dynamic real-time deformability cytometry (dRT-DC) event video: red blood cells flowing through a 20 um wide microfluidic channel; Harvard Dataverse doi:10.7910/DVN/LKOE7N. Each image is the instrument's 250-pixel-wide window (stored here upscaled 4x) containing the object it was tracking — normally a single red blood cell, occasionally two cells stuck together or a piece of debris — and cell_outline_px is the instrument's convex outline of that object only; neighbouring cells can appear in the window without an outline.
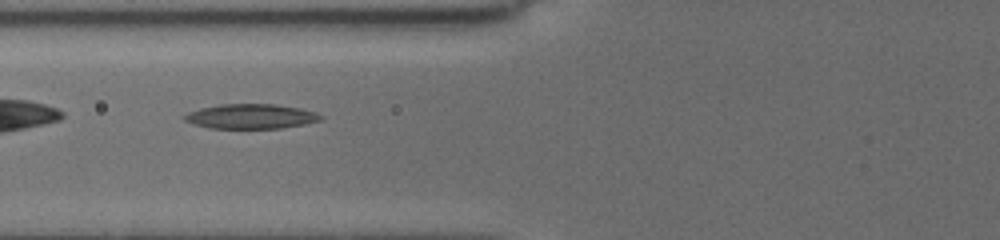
{"species": "common noctule bat (a hibernating species)", "species_latin": "Nyctalus noctula", "temperature_condition": "cold", "stored_images_in_passage": 23, "camera_frame_rate_fps": 3000, "um_per_image_px": 0.085, "animal": {"sex": "female", "body_mass_g": 19.5, "forearm_length_mm": 54.1}, "frame": {"image": 1, "passage_image": 5, "time_ms": 1.0, "image_size_px": [1000, 240], "cell_outline_px": [[324, 120], [304, 124], [280, 128], [208, 128], [184, 120], [180, 116], [188, 112], [200, 108], [220, 104], [276, 104], [300, 108], [316, 112], [324, 116]], "centroid_in_image_um": [21.34, 9.88], "position_along_channel_um": 104.5, "area_um2": 19.77}}
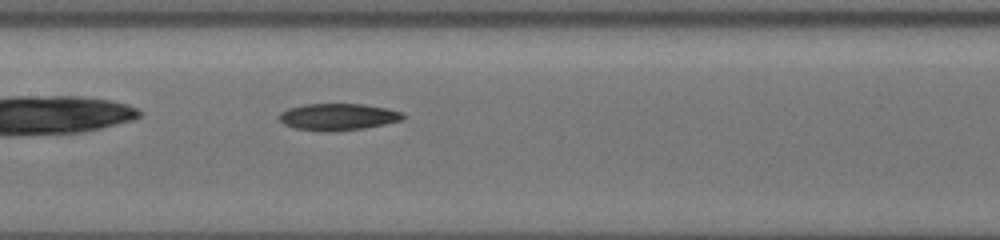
{"frame": {"image": 2, "passage_image": 11, "time_ms": 3.0, "image_size_px": [1000, 240], "cell_outline_px": [[404, 120], [364, 128], [296, 128], [284, 124], [276, 116], [280, 112], [288, 108], [304, 104], [364, 104], [388, 108], [404, 112]], "centroid_in_image_um": [28.78, 9.87], "position_along_channel_um": 178.6, "area_um2": 18.5}}
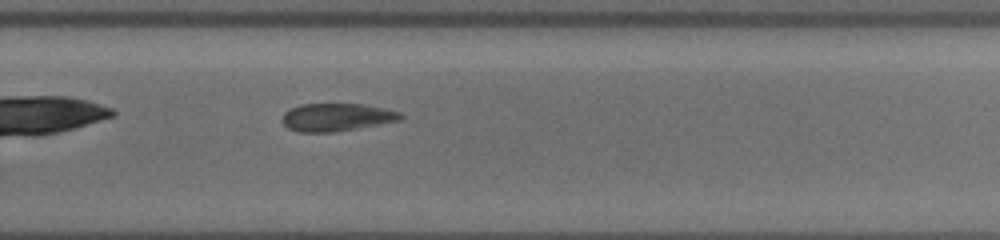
{"frame": {"image": 3, "passage_image": 23, "time_ms": 6.333, "image_size_px": [1000, 240], "cell_outline_px": [[404, 116], [400, 120], [380, 124], [336, 132], [300, 132], [288, 128], [280, 120], [284, 112], [300, 104], [364, 104], [384, 108], [400, 112]], "centroid_in_image_um": [28.6, 9.96], "position_along_channel_um": 301.2, "area_um2": 19.25}}